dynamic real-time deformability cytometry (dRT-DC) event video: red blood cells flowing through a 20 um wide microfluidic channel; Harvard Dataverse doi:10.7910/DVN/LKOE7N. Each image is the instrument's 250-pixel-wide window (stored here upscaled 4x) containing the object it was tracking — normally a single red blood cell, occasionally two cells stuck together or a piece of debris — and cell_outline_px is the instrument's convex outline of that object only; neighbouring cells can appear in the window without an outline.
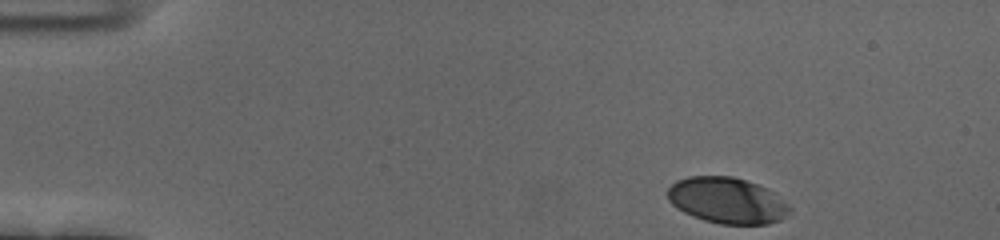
{"species": "human", "species_latin": "Homo sapiens", "temperature_condition": "cold", "stored_images_in_passage": 41, "camera_frame_rate_fps": 3000, "um_per_image_px": 0.085, "donor": {"sex": "female"}, "frame": {"image": 1, "passage_image": 1, "time_ms": 0.0, "image_size_px": [1000, 240], "cell_outline_px": [[792, 208], [780, 220], [768, 224], [720, 224], [704, 220], [692, 216], [676, 208], [668, 200], [668, 188], [676, 180], [688, 176], [732, 176], [768, 188], [788, 204]], "centroid_in_image_um": [61.78, 17.04], "position_along_channel_um": 23.2, "area_um2": 32.71}}
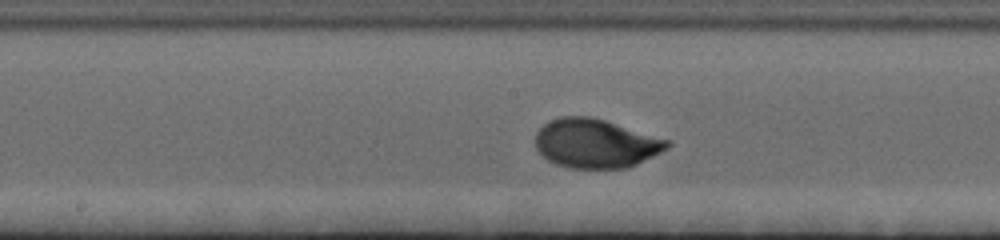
{"frame": {"image": 2, "passage_image": 23, "time_ms": 7.333, "image_size_px": [1000, 240], "cell_outline_px": [[672, 144], [668, 148], [628, 168], [568, 168], [556, 164], [548, 160], [536, 148], [536, 132], [544, 124], [560, 116], [592, 116], [672, 140]], "centroid_in_image_um": [50.66, 12.18], "position_along_channel_um": 197.5, "area_um2": 37.74}}
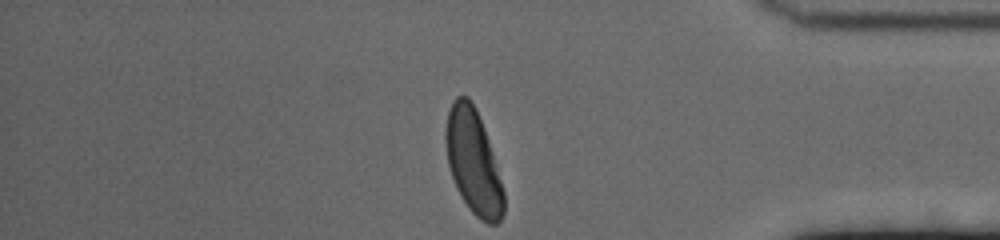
{"frame": {"image": 3, "passage_image": 41, "time_ms": 13.333, "image_size_px": [1000, 240], "cell_outline_px": [[504, 212], [500, 220], [496, 224], [488, 224], [480, 220], [472, 212], [456, 188], [448, 164], [444, 140], [444, 132], [448, 112], [452, 100], [456, 96], [468, 96], [476, 108], [484, 128], [492, 152], [504, 192]], "centroid_in_image_um": [40.21, 13.73], "position_along_channel_um": 395.0, "area_um2": 35.14}, "authors_computed_cell_mechanics": {"area_um2": 36.5296, "velocity_mm_per_s": 3.6564, "shape_relaxation_time_tau1_ms": 2.5265, "shape_relaxation_time_tau2_ms": null, "deformation_change_tau1": 0.17, "deformation_change_tau2": null}}